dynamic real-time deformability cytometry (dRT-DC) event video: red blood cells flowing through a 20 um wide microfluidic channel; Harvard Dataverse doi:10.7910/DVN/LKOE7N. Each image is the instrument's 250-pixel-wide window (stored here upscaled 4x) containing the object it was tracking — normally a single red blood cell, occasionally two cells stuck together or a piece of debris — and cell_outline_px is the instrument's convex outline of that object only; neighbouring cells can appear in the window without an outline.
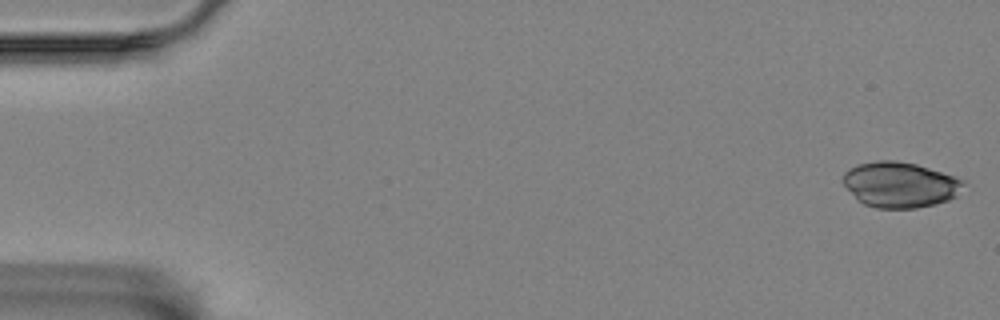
{"species": "Egyptian fruit bat (a non-hibernating species)", "species_latin": "Rousettus aegyptiacus", "temperature_condition": "room temperature", "stored_images_in_passage": 57, "camera_frame_rate_fps": 3000, "um_per_image_px": 0.085, "animal": {"sex": "female"}, "frame": {"image": 1, "passage_image": 1, "time_ms": 0.0, "image_size_px": [1000, 320], "cell_outline_px": [[964, 184], [956, 196], [948, 200], [936, 204], [916, 208], [876, 208], [864, 204], [844, 184], [844, 172], [860, 164], [876, 160], [896, 160], [916, 164], [956, 176], [964, 180]], "centroid_in_image_um": [76.55, 15.69], "position_along_channel_um": 8.4, "area_um2": 31.62}}
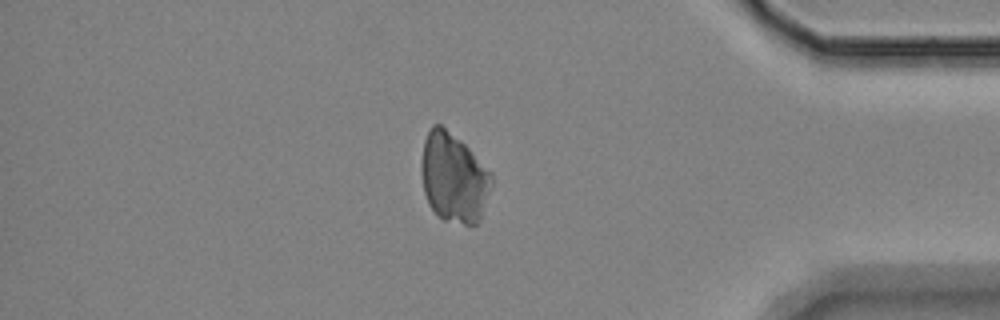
{"frame": {"image": 2, "passage_image": 49, "time_ms": 16.0, "image_size_px": [1000, 320], "cell_outline_px": [[492, 184], [480, 220], [476, 224], [464, 224], [444, 220], [436, 216], [428, 204], [424, 192], [420, 168], [424, 140], [432, 124], [440, 124], [460, 140], [492, 172]], "centroid_in_image_um": [38.55, 15.12], "position_along_channel_um": 396.6, "area_um2": 36.7}}